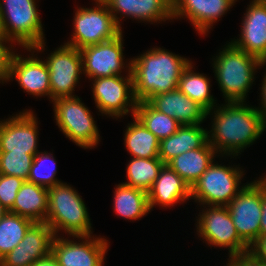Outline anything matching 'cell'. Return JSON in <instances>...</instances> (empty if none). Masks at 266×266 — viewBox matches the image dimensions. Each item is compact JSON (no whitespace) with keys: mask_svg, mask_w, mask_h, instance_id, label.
I'll return each instance as SVG.
<instances>
[{"mask_svg":"<svg viewBox=\"0 0 266 266\" xmlns=\"http://www.w3.org/2000/svg\"><path fill=\"white\" fill-rule=\"evenodd\" d=\"M226 103L207 111V116L214 114L212 129L207 132L208 143L218 154L235 157L259 139L266 123L256 107L245 102Z\"/></svg>","mask_w":266,"mask_h":266,"instance_id":"cell-1","label":"cell"},{"mask_svg":"<svg viewBox=\"0 0 266 266\" xmlns=\"http://www.w3.org/2000/svg\"><path fill=\"white\" fill-rule=\"evenodd\" d=\"M130 61L134 96L140 102L178 89L181 74L191 62L158 47L151 48Z\"/></svg>","mask_w":266,"mask_h":266,"instance_id":"cell-2","label":"cell"},{"mask_svg":"<svg viewBox=\"0 0 266 266\" xmlns=\"http://www.w3.org/2000/svg\"><path fill=\"white\" fill-rule=\"evenodd\" d=\"M212 65L225 102H246L256 70L265 64L229 42L214 58Z\"/></svg>","mask_w":266,"mask_h":266,"instance_id":"cell-3","label":"cell"},{"mask_svg":"<svg viewBox=\"0 0 266 266\" xmlns=\"http://www.w3.org/2000/svg\"><path fill=\"white\" fill-rule=\"evenodd\" d=\"M87 207L78 192L67 183L48 188V212L45 223L58 236L63 231L72 236H90L91 222Z\"/></svg>","mask_w":266,"mask_h":266,"instance_id":"cell-4","label":"cell"},{"mask_svg":"<svg viewBox=\"0 0 266 266\" xmlns=\"http://www.w3.org/2000/svg\"><path fill=\"white\" fill-rule=\"evenodd\" d=\"M36 0H0V17L5 36L27 51L45 50L43 25Z\"/></svg>","mask_w":266,"mask_h":266,"instance_id":"cell-5","label":"cell"},{"mask_svg":"<svg viewBox=\"0 0 266 266\" xmlns=\"http://www.w3.org/2000/svg\"><path fill=\"white\" fill-rule=\"evenodd\" d=\"M243 170L213 162L191 187V198L200 205L227 206L244 188Z\"/></svg>","mask_w":266,"mask_h":266,"instance_id":"cell-6","label":"cell"},{"mask_svg":"<svg viewBox=\"0 0 266 266\" xmlns=\"http://www.w3.org/2000/svg\"><path fill=\"white\" fill-rule=\"evenodd\" d=\"M54 119L65 136L76 145L86 149L96 147L100 134L91 111L78 96L52 101Z\"/></svg>","mask_w":266,"mask_h":266,"instance_id":"cell-7","label":"cell"},{"mask_svg":"<svg viewBox=\"0 0 266 266\" xmlns=\"http://www.w3.org/2000/svg\"><path fill=\"white\" fill-rule=\"evenodd\" d=\"M93 8L80 7L73 19L74 31L67 45L79 50L114 39L122 30L116 24L113 14L103 0H94Z\"/></svg>","mask_w":266,"mask_h":266,"instance_id":"cell-8","label":"cell"},{"mask_svg":"<svg viewBox=\"0 0 266 266\" xmlns=\"http://www.w3.org/2000/svg\"><path fill=\"white\" fill-rule=\"evenodd\" d=\"M207 207L198 215L196 228L199 237L209 246L228 247L229 257L248 251L249 246L239 237L227 206Z\"/></svg>","mask_w":266,"mask_h":266,"instance_id":"cell-9","label":"cell"},{"mask_svg":"<svg viewBox=\"0 0 266 266\" xmlns=\"http://www.w3.org/2000/svg\"><path fill=\"white\" fill-rule=\"evenodd\" d=\"M126 72L125 77L114 75L91 80L93 98L101 114L119 118L131 112L134 116L138 101L134 96L132 73Z\"/></svg>","mask_w":266,"mask_h":266,"instance_id":"cell-10","label":"cell"},{"mask_svg":"<svg viewBox=\"0 0 266 266\" xmlns=\"http://www.w3.org/2000/svg\"><path fill=\"white\" fill-rule=\"evenodd\" d=\"M227 208L239 237L249 246L260 236L262 177L247 183Z\"/></svg>","mask_w":266,"mask_h":266,"instance_id":"cell-11","label":"cell"},{"mask_svg":"<svg viewBox=\"0 0 266 266\" xmlns=\"http://www.w3.org/2000/svg\"><path fill=\"white\" fill-rule=\"evenodd\" d=\"M45 62L49 69L51 100L76 96L73 91L83 72L80 50L64 43Z\"/></svg>","mask_w":266,"mask_h":266,"instance_id":"cell-12","label":"cell"},{"mask_svg":"<svg viewBox=\"0 0 266 266\" xmlns=\"http://www.w3.org/2000/svg\"><path fill=\"white\" fill-rule=\"evenodd\" d=\"M80 53L83 74L90 80L121 75L124 66L131 71V61L125 65L123 60L122 32L112 40L83 47Z\"/></svg>","mask_w":266,"mask_h":266,"instance_id":"cell-13","label":"cell"},{"mask_svg":"<svg viewBox=\"0 0 266 266\" xmlns=\"http://www.w3.org/2000/svg\"><path fill=\"white\" fill-rule=\"evenodd\" d=\"M73 238L82 241L79 243L60 236L54 237L51 252L59 266H103L109 247L105 238L92 235Z\"/></svg>","mask_w":266,"mask_h":266,"instance_id":"cell-14","label":"cell"},{"mask_svg":"<svg viewBox=\"0 0 266 266\" xmlns=\"http://www.w3.org/2000/svg\"><path fill=\"white\" fill-rule=\"evenodd\" d=\"M37 123L30 109L0 121V152L38 153Z\"/></svg>","mask_w":266,"mask_h":266,"instance_id":"cell-15","label":"cell"},{"mask_svg":"<svg viewBox=\"0 0 266 266\" xmlns=\"http://www.w3.org/2000/svg\"><path fill=\"white\" fill-rule=\"evenodd\" d=\"M55 234L43 223H34L24 238L0 260V266H31L52 251Z\"/></svg>","mask_w":266,"mask_h":266,"instance_id":"cell-16","label":"cell"},{"mask_svg":"<svg viewBox=\"0 0 266 266\" xmlns=\"http://www.w3.org/2000/svg\"><path fill=\"white\" fill-rule=\"evenodd\" d=\"M27 58L14 53L5 82L16 78L20 87L33 96H47L51 100L48 66L42 59L31 54Z\"/></svg>","mask_w":266,"mask_h":266,"instance_id":"cell-17","label":"cell"},{"mask_svg":"<svg viewBox=\"0 0 266 266\" xmlns=\"http://www.w3.org/2000/svg\"><path fill=\"white\" fill-rule=\"evenodd\" d=\"M237 0H172V20L189 19L199 34H206Z\"/></svg>","mask_w":266,"mask_h":266,"instance_id":"cell-18","label":"cell"},{"mask_svg":"<svg viewBox=\"0 0 266 266\" xmlns=\"http://www.w3.org/2000/svg\"><path fill=\"white\" fill-rule=\"evenodd\" d=\"M244 14L239 39L231 43L238 49L266 63V5L262 0H252ZM235 40V41H234Z\"/></svg>","mask_w":266,"mask_h":266,"instance_id":"cell-19","label":"cell"},{"mask_svg":"<svg viewBox=\"0 0 266 266\" xmlns=\"http://www.w3.org/2000/svg\"><path fill=\"white\" fill-rule=\"evenodd\" d=\"M121 28L120 17H130L144 22L160 23L172 20V0H103ZM122 15V16H121Z\"/></svg>","mask_w":266,"mask_h":266,"instance_id":"cell-20","label":"cell"},{"mask_svg":"<svg viewBox=\"0 0 266 266\" xmlns=\"http://www.w3.org/2000/svg\"><path fill=\"white\" fill-rule=\"evenodd\" d=\"M154 109L174 118L181 125L201 124L207 110L179 89L157 94L147 101Z\"/></svg>","mask_w":266,"mask_h":266,"instance_id":"cell-21","label":"cell"},{"mask_svg":"<svg viewBox=\"0 0 266 266\" xmlns=\"http://www.w3.org/2000/svg\"><path fill=\"white\" fill-rule=\"evenodd\" d=\"M149 209L154 205L171 207L191 198V187L167 164L147 192Z\"/></svg>","mask_w":266,"mask_h":266,"instance_id":"cell-22","label":"cell"},{"mask_svg":"<svg viewBox=\"0 0 266 266\" xmlns=\"http://www.w3.org/2000/svg\"><path fill=\"white\" fill-rule=\"evenodd\" d=\"M206 130L200 124L181 125L173 135L160 140L159 158L167 164L182 153L201 148L208 141Z\"/></svg>","mask_w":266,"mask_h":266,"instance_id":"cell-23","label":"cell"},{"mask_svg":"<svg viewBox=\"0 0 266 266\" xmlns=\"http://www.w3.org/2000/svg\"><path fill=\"white\" fill-rule=\"evenodd\" d=\"M8 212L28 218L34 223L45 222L48 212V189L24 181Z\"/></svg>","mask_w":266,"mask_h":266,"instance_id":"cell-24","label":"cell"},{"mask_svg":"<svg viewBox=\"0 0 266 266\" xmlns=\"http://www.w3.org/2000/svg\"><path fill=\"white\" fill-rule=\"evenodd\" d=\"M216 154L215 149L207 141L201 148L174 157L167 165L192 187L215 160Z\"/></svg>","mask_w":266,"mask_h":266,"instance_id":"cell-25","label":"cell"},{"mask_svg":"<svg viewBox=\"0 0 266 266\" xmlns=\"http://www.w3.org/2000/svg\"><path fill=\"white\" fill-rule=\"evenodd\" d=\"M113 209L117 215L128 220H138L150 212L147 192L123 183L114 191Z\"/></svg>","mask_w":266,"mask_h":266,"instance_id":"cell-26","label":"cell"},{"mask_svg":"<svg viewBox=\"0 0 266 266\" xmlns=\"http://www.w3.org/2000/svg\"><path fill=\"white\" fill-rule=\"evenodd\" d=\"M133 123L125 130L126 150L133 158H159L160 140L150 132L135 116Z\"/></svg>","mask_w":266,"mask_h":266,"instance_id":"cell-27","label":"cell"},{"mask_svg":"<svg viewBox=\"0 0 266 266\" xmlns=\"http://www.w3.org/2000/svg\"><path fill=\"white\" fill-rule=\"evenodd\" d=\"M192 62L183 70L178 83V89L196 101L207 111L212 110L216 105V100L210 94V78L202 73L194 72Z\"/></svg>","mask_w":266,"mask_h":266,"instance_id":"cell-28","label":"cell"},{"mask_svg":"<svg viewBox=\"0 0 266 266\" xmlns=\"http://www.w3.org/2000/svg\"><path fill=\"white\" fill-rule=\"evenodd\" d=\"M134 116L159 140L173 135L181 126L174 118L154 109L147 101L137 102Z\"/></svg>","mask_w":266,"mask_h":266,"instance_id":"cell-29","label":"cell"},{"mask_svg":"<svg viewBox=\"0 0 266 266\" xmlns=\"http://www.w3.org/2000/svg\"><path fill=\"white\" fill-rule=\"evenodd\" d=\"M165 164L160 158H132L127 164L124 184L148 192Z\"/></svg>","mask_w":266,"mask_h":266,"instance_id":"cell-30","label":"cell"},{"mask_svg":"<svg viewBox=\"0 0 266 266\" xmlns=\"http://www.w3.org/2000/svg\"><path fill=\"white\" fill-rule=\"evenodd\" d=\"M33 224L32 220L7 211L0 219V260L19 244Z\"/></svg>","mask_w":266,"mask_h":266,"instance_id":"cell-31","label":"cell"},{"mask_svg":"<svg viewBox=\"0 0 266 266\" xmlns=\"http://www.w3.org/2000/svg\"><path fill=\"white\" fill-rule=\"evenodd\" d=\"M56 167V161L51 153L47 151L38 152L34 155L27 181L47 189L54 187L62 183L55 178Z\"/></svg>","mask_w":266,"mask_h":266,"instance_id":"cell-32","label":"cell"},{"mask_svg":"<svg viewBox=\"0 0 266 266\" xmlns=\"http://www.w3.org/2000/svg\"><path fill=\"white\" fill-rule=\"evenodd\" d=\"M34 156L28 153L0 152V174L27 181Z\"/></svg>","mask_w":266,"mask_h":266,"instance_id":"cell-33","label":"cell"},{"mask_svg":"<svg viewBox=\"0 0 266 266\" xmlns=\"http://www.w3.org/2000/svg\"><path fill=\"white\" fill-rule=\"evenodd\" d=\"M24 181L19 177L0 174V202L7 211L12 208Z\"/></svg>","mask_w":266,"mask_h":266,"instance_id":"cell-34","label":"cell"},{"mask_svg":"<svg viewBox=\"0 0 266 266\" xmlns=\"http://www.w3.org/2000/svg\"><path fill=\"white\" fill-rule=\"evenodd\" d=\"M9 42L11 43L12 41L7 37H0V78L3 80V82H5L7 79L11 59L15 52L12 48L14 45L9 44ZM7 43L10 46H7Z\"/></svg>","mask_w":266,"mask_h":266,"instance_id":"cell-35","label":"cell"},{"mask_svg":"<svg viewBox=\"0 0 266 266\" xmlns=\"http://www.w3.org/2000/svg\"><path fill=\"white\" fill-rule=\"evenodd\" d=\"M235 266H266L264 261L257 259L251 252L245 251L229 257Z\"/></svg>","mask_w":266,"mask_h":266,"instance_id":"cell-36","label":"cell"},{"mask_svg":"<svg viewBox=\"0 0 266 266\" xmlns=\"http://www.w3.org/2000/svg\"><path fill=\"white\" fill-rule=\"evenodd\" d=\"M248 251L257 259L266 263V235H260L253 243H251Z\"/></svg>","mask_w":266,"mask_h":266,"instance_id":"cell-37","label":"cell"},{"mask_svg":"<svg viewBox=\"0 0 266 266\" xmlns=\"http://www.w3.org/2000/svg\"><path fill=\"white\" fill-rule=\"evenodd\" d=\"M260 235H266V176L262 177V214L260 218Z\"/></svg>","mask_w":266,"mask_h":266,"instance_id":"cell-38","label":"cell"},{"mask_svg":"<svg viewBox=\"0 0 266 266\" xmlns=\"http://www.w3.org/2000/svg\"><path fill=\"white\" fill-rule=\"evenodd\" d=\"M263 81H262V87H261V107L256 108L259 113L262 115V119L264 120V122L266 123V74L263 76Z\"/></svg>","mask_w":266,"mask_h":266,"instance_id":"cell-39","label":"cell"},{"mask_svg":"<svg viewBox=\"0 0 266 266\" xmlns=\"http://www.w3.org/2000/svg\"><path fill=\"white\" fill-rule=\"evenodd\" d=\"M31 266H59V264L51 252L43 258L38 259Z\"/></svg>","mask_w":266,"mask_h":266,"instance_id":"cell-40","label":"cell"},{"mask_svg":"<svg viewBox=\"0 0 266 266\" xmlns=\"http://www.w3.org/2000/svg\"><path fill=\"white\" fill-rule=\"evenodd\" d=\"M7 213V210L2 206L0 202V219Z\"/></svg>","mask_w":266,"mask_h":266,"instance_id":"cell-41","label":"cell"},{"mask_svg":"<svg viewBox=\"0 0 266 266\" xmlns=\"http://www.w3.org/2000/svg\"><path fill=\"white\" fill-rule=\"evenodd\" d=\"M0 37H6L5 34H4L3 27H2V20H1V17H0Z\"/></svg>","mask_w":266,"mask_h":266,"instance_id":"cell-42","label":"cell"},{"mask_svg":"<svg viewBox=\"0 0 266 266\" xmlns=\"http://www.w3.org/2000/svg\"><path fill=\"white\" fill-rule=\"evenodd\" d=\"M228 262L229 263H227V265H225V266H235L229 259H228Z\"/></svg>","mask_w":266,"mask_h":266,"instance_id":"cell-43","label":"cell"}]
</instances>
